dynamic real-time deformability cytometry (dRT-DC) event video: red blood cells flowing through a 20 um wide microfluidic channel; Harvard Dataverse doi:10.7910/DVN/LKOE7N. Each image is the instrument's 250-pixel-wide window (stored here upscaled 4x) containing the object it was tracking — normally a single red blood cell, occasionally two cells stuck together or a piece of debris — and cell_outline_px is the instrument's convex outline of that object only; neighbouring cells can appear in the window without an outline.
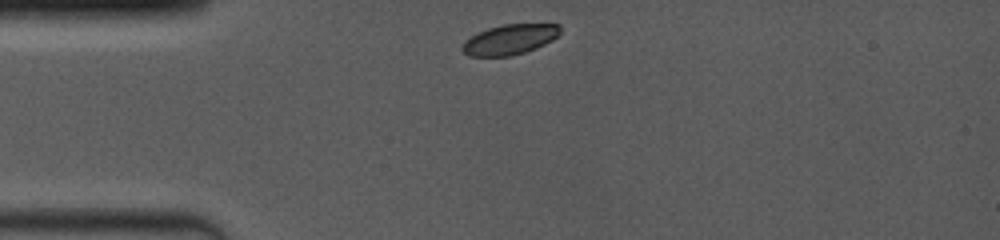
{"species": "common noctule bat (a hibernating species)", "species_latin": "Nyctalus noctula", "temperature_condition": "room temperature", "stored_images_in_passage": 10, "camera_frame_rate_fps": 4000, "um_per_image_px": 0.085, "animal": {"sex": "female", "body_mass_g": 19.0, "forearm_length_mm": 53.3}, "frame": {"image": 1, "passage_image": 1, "time_ms": 0.0, "image_size_px": [1000, 240], "cell_outline_px": [[560, 32], [552, 40], [536, 48], [512, 56], [468, 56], [460, 48], [464, 40], [488, 28], [504, 24], [560, 24]], "centroid_in_image_um": [43.31, 3.36], "position_along_channel_um": 41.7, "area_um2": 17.11}}
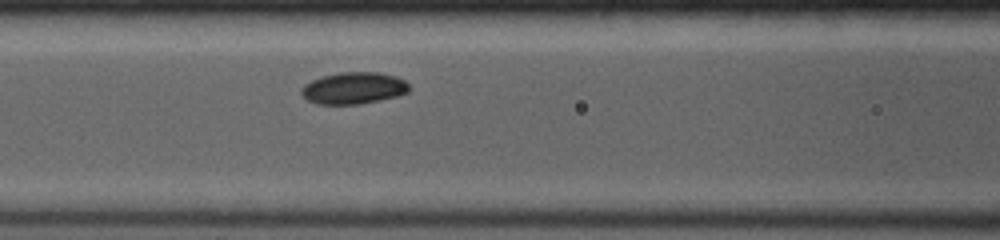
{"frame": {"image": 2, "passage_image": 6, "time_ms": 3.0, "image_size_px": [1000, 240], "cell_outline_px": [[412, 88], [408, 92], [396, 96], [380, 100], [360, 104], [316, 104], [308, 100], [300, 92], [300, 88], [304, 84], [320, 76], [340, 72], [380, 72], [396, 76], [404, 80]], "centroid_in_image_um": [30.06, 7.48], "position_along_channel_um": 136.5, "area_um2": 20.17}}
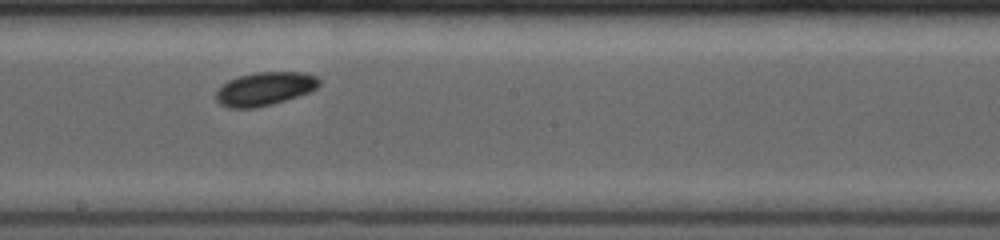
{"frame": {"image": 3, "passage_image": 9, "time_ms": 5.25, "image_size_px": [1000, 240], "cell_outline_px": [[320, 84], [316, 88], [308, 92], [272, 104], [256, 108], [228, 108], [220, 104], [216, 100], [216, 92], [228, 80], [240, 76], [256, 72], [304, 72], [316, 76], [320, 80]], "centroid_in_image_um": [22.5, 7.55], "position_along_channel_um": 225.7, "area_um2": 19.94}}